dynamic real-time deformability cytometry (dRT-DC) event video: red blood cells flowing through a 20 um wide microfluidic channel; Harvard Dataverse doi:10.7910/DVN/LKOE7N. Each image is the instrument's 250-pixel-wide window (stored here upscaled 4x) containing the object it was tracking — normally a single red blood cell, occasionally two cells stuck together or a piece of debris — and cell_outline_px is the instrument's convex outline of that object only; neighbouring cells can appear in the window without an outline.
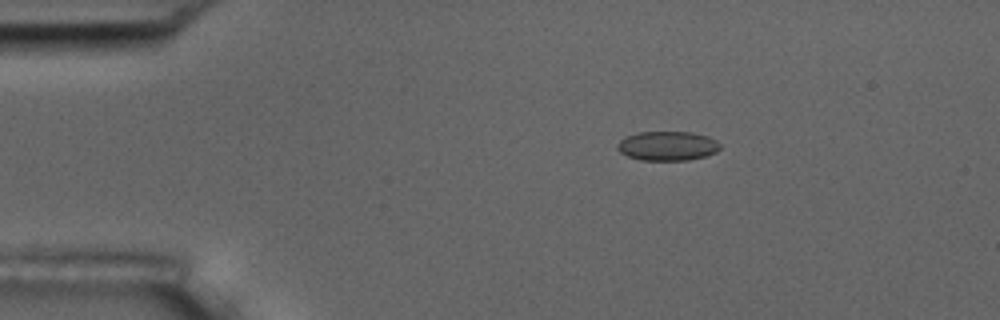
{"species": "common noctule bat (a hibernating species)", "species_latin": "Nyctalus noctula", "temperature_condition": "room temperature", "stored_images_in_passage": 4, "camera_frame_rate_fps": 3000, "um_per_image_px": 0.085, "animal": {"sex": "male", "body_mass_g": 17.5, "forearm_length_mm": 52.3}, "frame": {"image": 1, "passage_image": 2, "time_ms": 1.0, "image_size_px": [1000, 320], "cell_outline_px": [[720, 148], [716, 152], [704, 156], [688, 160], [640, 160], [628, 156], [620, 152], [616, 148], [616, 144], [624, 136], [636, 132], [692, 132], [708, 136], [716, 140], [720, 144]], "centroid_in_image_um": [56.7, 12.39], "position_along_channel_um": 28.3, "area_um2": 17.69}}
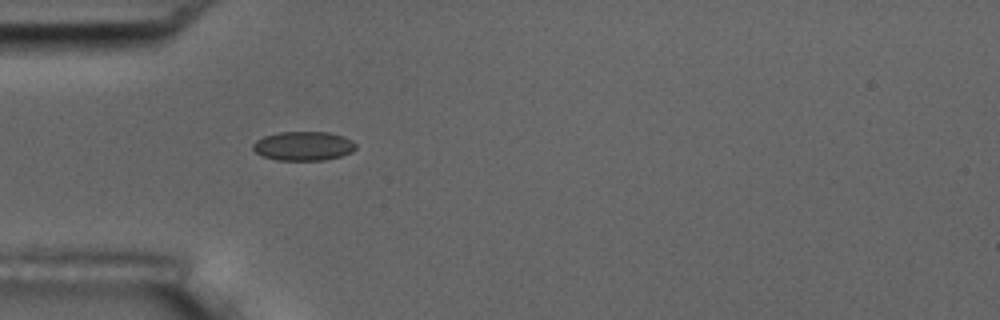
{"frame": {"image": 2, "passage_image": 4, "time_ms": 3.333, "image_size_px": [1000, 320], "cell_outline_px": [[356, 148], [352, 152], [340, 156], [324, 160], [276, 160], [264, 156], [256, 152], [252, 148], [252, 144], [256, 140], [264, 136], [280, 132], [328, 132], [344, 136], [352, 140], [356, 144]], "centroid_in_image_um": [25.8, 12.4], "position_along_channel_um": 59.2, "area_um2": 17.46}}